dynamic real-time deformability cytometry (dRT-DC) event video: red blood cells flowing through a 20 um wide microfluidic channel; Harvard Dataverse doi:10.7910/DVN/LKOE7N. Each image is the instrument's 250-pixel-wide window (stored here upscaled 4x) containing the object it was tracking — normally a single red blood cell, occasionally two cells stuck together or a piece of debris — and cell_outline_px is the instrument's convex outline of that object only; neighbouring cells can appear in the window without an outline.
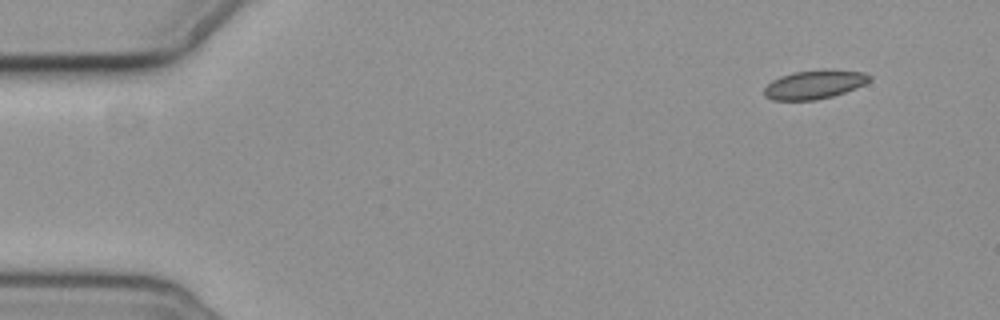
{"species": "common noctule bat (a hibernating species)", "species_latin": "Nyctalus noctula", "temperature_condition": "cold", "stored_images_in_passage": 10, "camera_frame_rate_fps": 3000, "um_per_image_px": 0.085, "animal": {"sex": "female", "body_mass_g": 19.3, "forearm_length_mm": 54.1}, "frame": {"image": 1, "passage_image": 1, "time_ms": 0.0, "image_size_px": [1000, 320], "cell_outline_px": [[872, 80], [856, 88], [832, 96], [816, 100], [772, 100], [764, 96], [764, 88], [772, 80], [780, 76], [792, 72], [824, 68], [828, 68], [864, 72], [872, 76]], "centroid_in_image_um": [69.24, 7.16], "position_along_channel_um": 15.8, "area_um2": 18.03}}
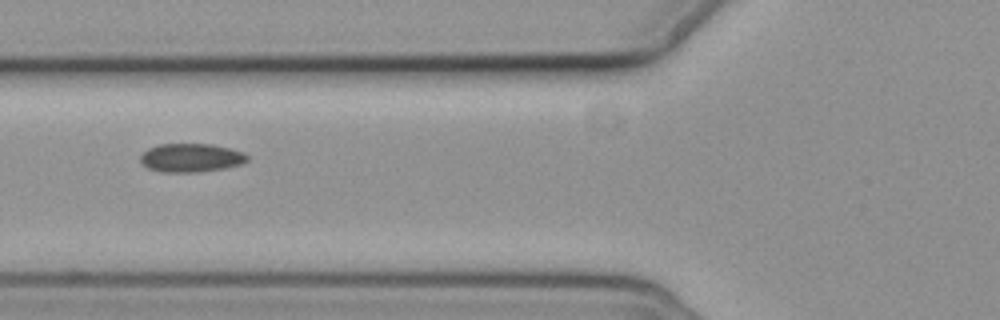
{"frame": {"image": 2, "passage_image": 5, "time_ms": 5.667, "image_size_px": [1000, 320], "cell_outline_px": [[248, 160], [240, 164], [224, 168], [196, 172], [160, 172], [148, 168], [140, 160], [140, 156], [148, 148], [160, 144], [212, 144], [232, 148], [244, 152], [248, 156]], "centroid_in_image_um": [16.25, 13.4], "position_along_channel_um": 109.6, "area_um2": 17.8}}
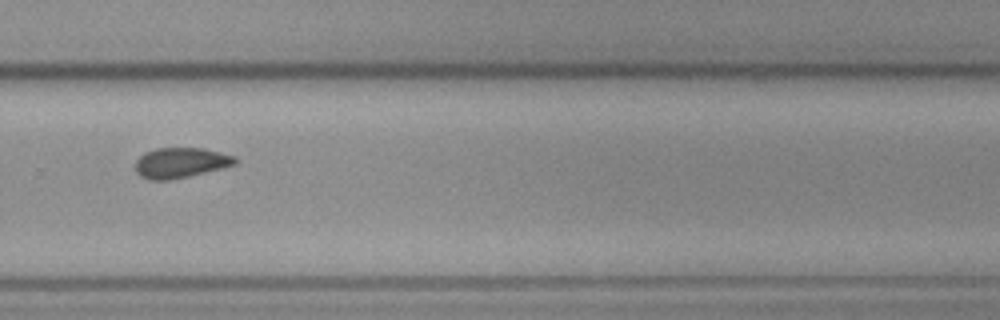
{"frame": {"image": 3, "passage_image": 10, "time_ms": 11.333, "image_size_px": [1000, 320], "cell_outline_px": [[236, 164], [224, 168], [188, 176], [168, 180], [148, 180], [140, 176], [136, 172], [136, 160], [144, 152], [156, 148], [204, 148], [236, 156]], "centroid_in_image_um": [15.35, 13.83], "position_along_channel_um": 314.4, "area_um2": 17.69}}